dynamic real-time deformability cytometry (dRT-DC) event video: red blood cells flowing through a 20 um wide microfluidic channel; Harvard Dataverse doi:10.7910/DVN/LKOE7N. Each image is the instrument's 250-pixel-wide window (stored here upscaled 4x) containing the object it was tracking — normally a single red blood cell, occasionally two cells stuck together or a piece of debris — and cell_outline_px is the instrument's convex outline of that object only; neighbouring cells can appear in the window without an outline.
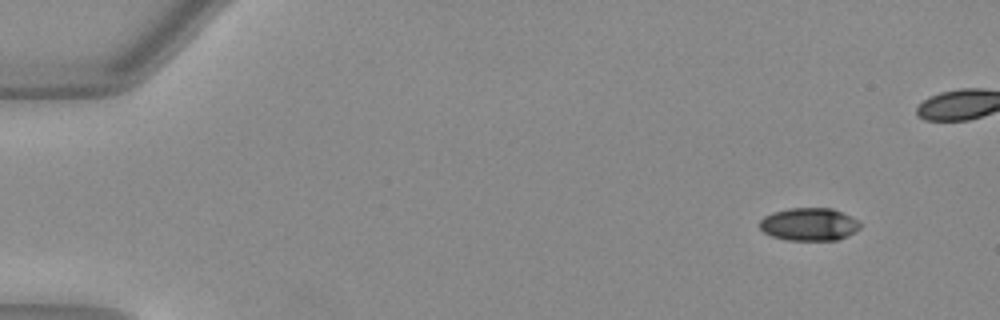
{"species": "Egyptian fruit bat (a non-hibernating species)", "species_latin": "Rousettus aegyptiacus", "temperature_condition": "warm", "stored_images_in_passage": 43, "camera_frame_rate_fps": 3000, "um_per_image_px": 0.085, "animal": {"sex": "female"}, "frame": {"image": 1, "passage_image": 1, "time_ms": 0.0, "image_size_px": [1000, 320], "cell_outline_px": [[860, 228], [848, 236], [836, 240], [788, 240], [772, 236], [764, 232], [760, 228], [760, 220], [764, 216], [772, 212], [788, 208], [832, 208], [856, 220], [860, 224]], "centroid_in_image_um": [68.74, 19.06], "position_along_channel_um": 16.3, "area_um2": 19.07}}
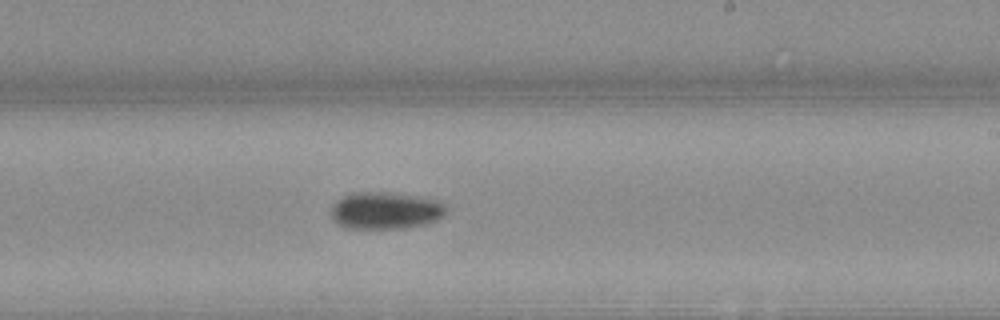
{"frame": {"image": 2, "passage_image": 28, "time_ms": 9.0, "image_size_px": [1000, 320], "cell_outline_px": [[444, 212], [436, 220], [424, 224], [396, 228], [348, 228], [336, 224], [328, 212], [336, 200], [352, 192], [388, 192], [420, 196], [436, 200], [444, 208]], "centroid_in_image_um": [32.65, 17.88], "position_along_channel_um": 256.3, "area_um2": 24.68}}
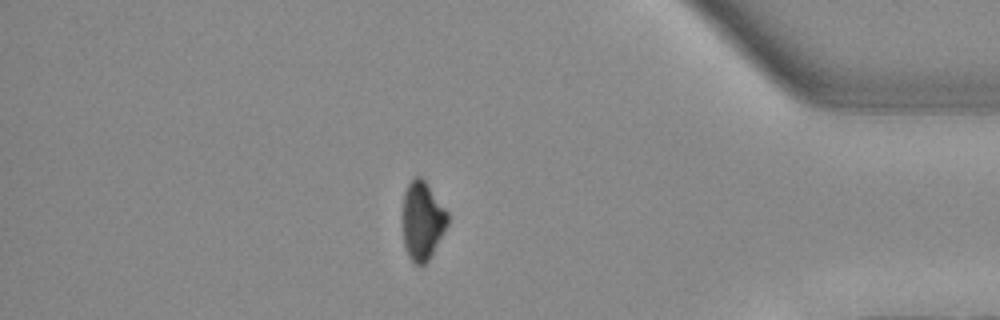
{"frame": {"image": 3, "passage_image": 41, "time_ms": 13.333, "image_size_px": [1000, 320], "cell_outline_px": [[448, 224], [444, 232], [428, 260], [420, 268], [408, 256], [404, 244], [404, 192], [408, 184], [416, 176], [420, 176], [424, 180], [448, 212]], "centroid_in_image_um": [35.91, 18.78], "position_along_channel_um": 399.3, "area_um2": 20.17}}